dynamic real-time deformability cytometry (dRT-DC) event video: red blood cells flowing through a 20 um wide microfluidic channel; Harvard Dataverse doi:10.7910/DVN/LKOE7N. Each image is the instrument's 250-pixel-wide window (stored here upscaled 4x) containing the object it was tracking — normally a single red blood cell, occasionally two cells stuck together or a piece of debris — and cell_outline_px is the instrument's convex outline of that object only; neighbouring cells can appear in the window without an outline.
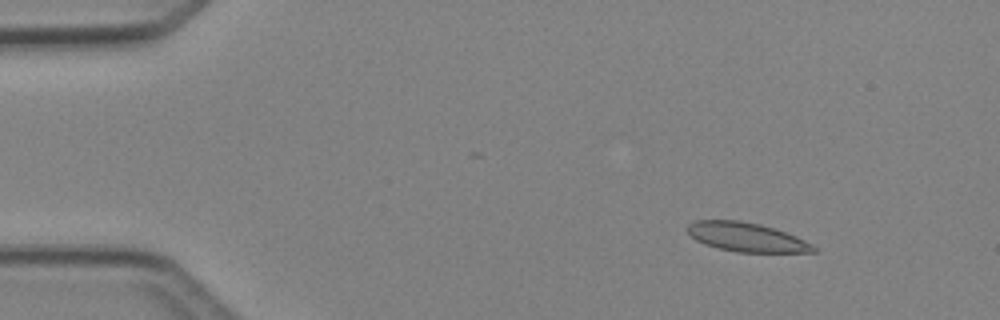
{"species": "Egyptian fruit bat (a non-hibernating species)", "species_latin": "Rousettus aegyptiacus", "temperature_condition": "cold", "stored_images_in_passage": 49, "camera_frame_rate_fps": 3000, "um_per_image_px": 0.085, "animal": {"sex": "female"}, "frame": {"image": 1, "passage_image": 7, "time_ms": 2.0, "image_size_px": [1000, 320], "cell_outline_px": [[816, 252], [736, 252], [716, 248], [704, 244], [696, 240], [688, 232], [688, 224], [696, 220], [740, 220], [760, 224], [796, 236], [812, 244], [816, 248]], "centroid_in_image_um": [63.43, 20.16], "position_along_channel_um": 21.6, "area_um2": 21.21}}
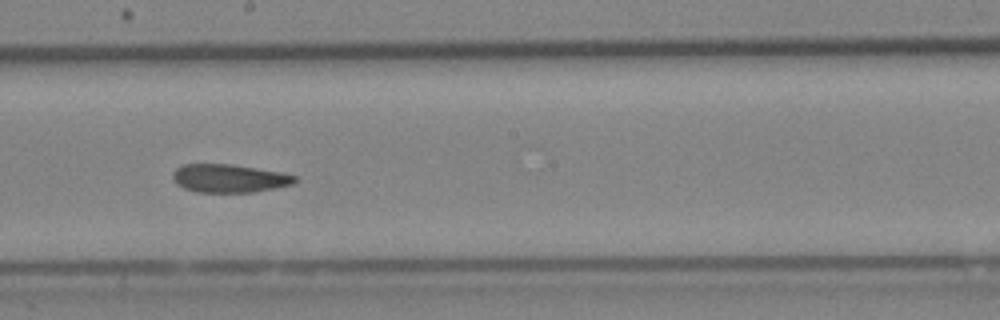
{"frame": {"image": 2, "passage_image": 28, "time_ms": 9.0, "image_size_px": [1000, 320], "cell_outline_px": [[296, 180], [292, 184], [252, 192], [196, 192], [184, 188], [176, 184], [172, 176], [172, 172], [176, 168], [184, 164], [232, 164], [284, 172], [296, 176]], "centroid_in_image_um": [19.46, 15.15], "position_along_channel_um": 228.7, "area_um2": 20.11}}
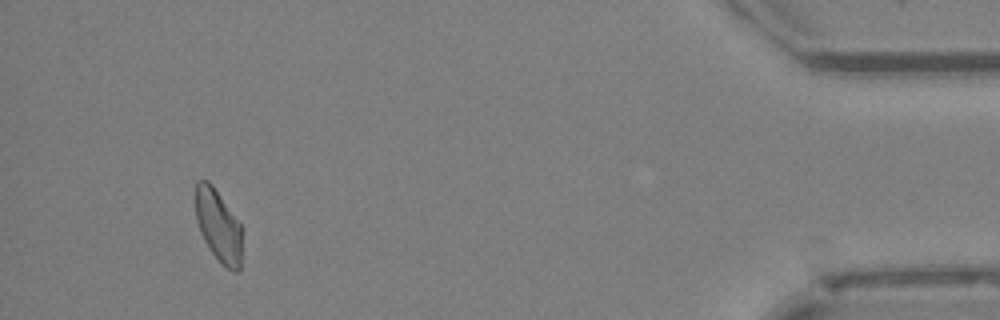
{"frame": {"image": 3, "passage_image": 46, "time_ms": 15.0, "image_size_px": [1000, 320], "cell_outline_px": [[240, 268], [236, 272], [232, 272], [212, 252], [204, 240], [200, 232], [196, 220], [196, 180], [208, 180], [212, 184], [240, 224]], "centroid_in_image_um": [18.53, 19.15], "position_along_channel_um": 416.7, "area_um2": 18.96}, "authors_computed_cell_mechanics": {"area_um2": 21.0392, "velocity_mm_per_s": 4.2363, "shape_relaxation_time_tau1_ms": null, "shape_relaxation_time_tau2_ms": 2.7705, "deformation_change_tau1": null, "deformation_change_tau2": 0.079}}